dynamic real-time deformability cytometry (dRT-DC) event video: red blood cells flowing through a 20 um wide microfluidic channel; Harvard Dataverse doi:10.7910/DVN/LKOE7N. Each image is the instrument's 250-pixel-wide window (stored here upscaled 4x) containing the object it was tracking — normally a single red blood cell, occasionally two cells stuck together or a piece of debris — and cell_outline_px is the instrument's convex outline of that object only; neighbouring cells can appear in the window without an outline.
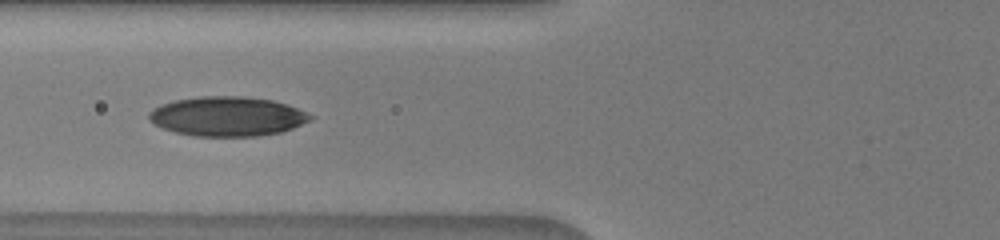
{"species": "human", "species_latin": "Homo sapiens", "temperature_condition": "warm", "stored_images_in_passage": 35, "camera_frame_rate_fps": 3000, "um_per_image_px": 0.085, "donor": {"sex": "male"}, "frame": {"image": 1, "passage_image": 6, "time_ms": 1.667, "image_size_px": [1000, 240], "cell_outline_px": [[316, 116], [312, 120], [292, 128], [280, 132], [260, 136], [192, 136], [176, 132], [164, 128], [148, 120], [148, 112], [152, 108], [160, 104], [176, 100], [200, 96], [244, 96], [272, 100], [296, 108]], "centroid_in_image_um": [19.32, 9.89], "position_along_channel_um": 106.5, "area_um2": 37.22}}